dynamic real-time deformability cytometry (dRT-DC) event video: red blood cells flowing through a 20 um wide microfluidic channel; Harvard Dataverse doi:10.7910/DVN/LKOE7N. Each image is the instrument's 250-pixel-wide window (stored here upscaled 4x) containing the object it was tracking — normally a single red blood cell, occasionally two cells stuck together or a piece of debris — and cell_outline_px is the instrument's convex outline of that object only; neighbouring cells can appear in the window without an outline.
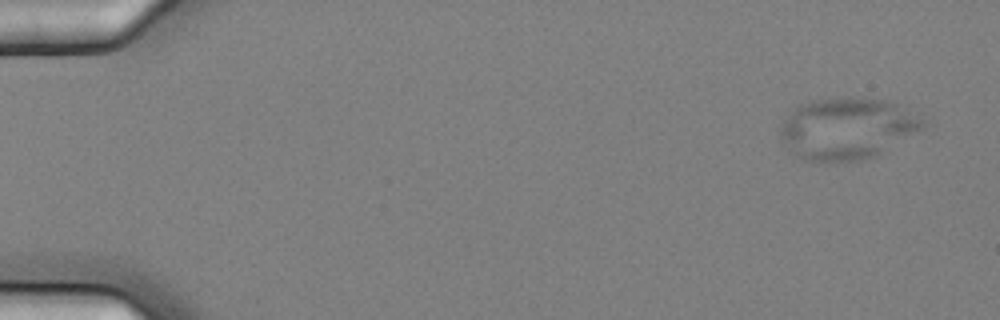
{"species": "common noctule bat (a hibernating species)", "species_latin": "Nyctalus noctula", "temperature_condition": "cold", "stored_images_in_passage": 4, "camera_frame_rate_fps": 3000, "um_per_image_px": 0.085, "animal": {"sex": "female", "body_mass_g": 25.1}, "frame": {"image": 1, "passage_image": 1, "time_ms": 0.0, "image_size_px": [1000, 320], "cell_outline_px": [[924, 124], [920, 128], [876, 156], [856, 160], [804, 160], [788, 152], [780, 136], [780, 124], [800, 104], [808, 100], [848, 96], [888, 100], [896, 104], [924, 120]], "centroid_in_image_um": [71.91, 10.89], "position_along_channel_um": 13.1, "area_um2": 50.52}}